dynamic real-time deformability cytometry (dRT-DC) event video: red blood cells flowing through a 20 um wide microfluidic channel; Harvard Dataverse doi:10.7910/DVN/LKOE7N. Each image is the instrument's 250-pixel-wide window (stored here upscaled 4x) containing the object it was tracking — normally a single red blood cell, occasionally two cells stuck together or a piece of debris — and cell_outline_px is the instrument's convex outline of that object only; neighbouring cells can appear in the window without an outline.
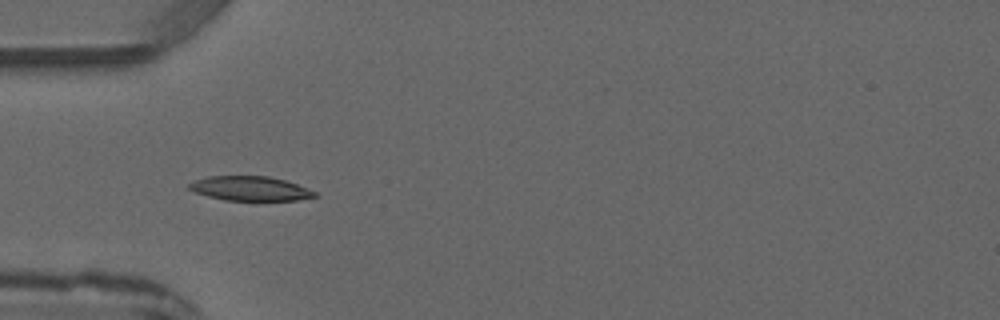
{"species": "common noctule bat (a hibernating species)", "species_latin": "Nyctalus noctula", "temperature_condition": "warm", "stored_images_in_passage": 4, "camera_frame_rate_fps": 3000, "um_per_image_px": 0.085, "animal": {"sex": "male", "forearm_length_mm": 52.5}, "frame": {"image": 1, "passage_image": 4, "time_ms": 3.333, "image_size_px": [1000, 320], "cell_outline_px": [[320, 196], [296, 200], [224, 200], [208, 196], [196, 192], [188, 188], [188, 184], [196, 180], [208, 176], [268, 176], [284, 180], [308, 188], [316, 192]], "centroid_in_image_um": [21.29, 16.02], "position_along_channel_um": 63.7, "area_um2": 17.74}}